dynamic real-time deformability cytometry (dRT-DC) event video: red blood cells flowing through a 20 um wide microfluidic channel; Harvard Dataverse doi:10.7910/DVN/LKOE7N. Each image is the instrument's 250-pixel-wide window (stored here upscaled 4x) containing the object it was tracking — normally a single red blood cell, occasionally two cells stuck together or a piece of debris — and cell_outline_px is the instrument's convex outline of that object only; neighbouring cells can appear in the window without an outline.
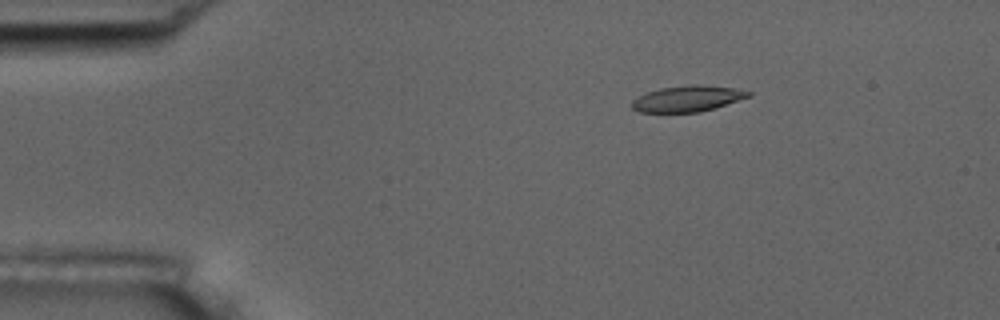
{"species": "common noctule bat (a hibernating species)", "species_latin": "Nyctalus noctula", "temperature_condition": "room temperature", "stored_images_in_passage": 5, "camera_frame_rate_fps": 3000, "um_per_image_px": 0.085, "animal": {"sex": "male", "body_mass_g": 17.5, "forearm_length_mm": 52.3}, "frame": {"image": 1, "passage_image": 5, "time_ms": 5.667, "image_size_px": [1000, 320], "cell_outline_px": [[752, 96], [716, 108], [700, 112], [640, 112], [632, 108], [632, 100], [648, 92], [660, 88], [696, 84], [732, 88], [752, 92]], "centroid_in_image_um": [58.47, 8.39], "position_along_channel_um": 26.5, "area_um2": 17.51}}